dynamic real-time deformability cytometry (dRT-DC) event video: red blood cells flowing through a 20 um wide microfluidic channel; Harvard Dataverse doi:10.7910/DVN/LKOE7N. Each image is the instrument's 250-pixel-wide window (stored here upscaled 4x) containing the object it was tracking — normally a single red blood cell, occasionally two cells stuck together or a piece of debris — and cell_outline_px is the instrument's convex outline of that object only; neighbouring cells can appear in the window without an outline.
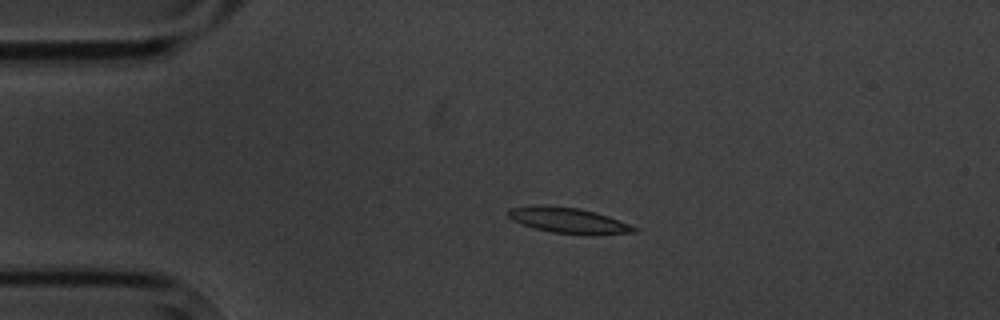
{"species": "common noctule bat (a hibernating species)", "species_latin": "Nyctalus noctula", "temperature_condition": "cold", "stored_images_in_passage": 5, "camera_frame_rate_fps": 3000, "um_per_image_px": 0.085, "animal": {"sex": "male", "body_mass_g": 20.1, "forearm_length_mm": 53.5}, "frame": {"image": 1, "passage_image": 4, "time_ms": 3.667, "image_size_px": [1000, 320], "cell_outline_px": [[636, 232], [588, 236], [552, 232], [536, 228], [512, 220], [508, 216], [508, 208], [580, 208], [596, 212], [608, 216], [628, 224], [636, 228]], "centroid_in_image_um": [48.44, 18.8], "position_along_channel_um": 36.6, "area_um2": 17.86}}